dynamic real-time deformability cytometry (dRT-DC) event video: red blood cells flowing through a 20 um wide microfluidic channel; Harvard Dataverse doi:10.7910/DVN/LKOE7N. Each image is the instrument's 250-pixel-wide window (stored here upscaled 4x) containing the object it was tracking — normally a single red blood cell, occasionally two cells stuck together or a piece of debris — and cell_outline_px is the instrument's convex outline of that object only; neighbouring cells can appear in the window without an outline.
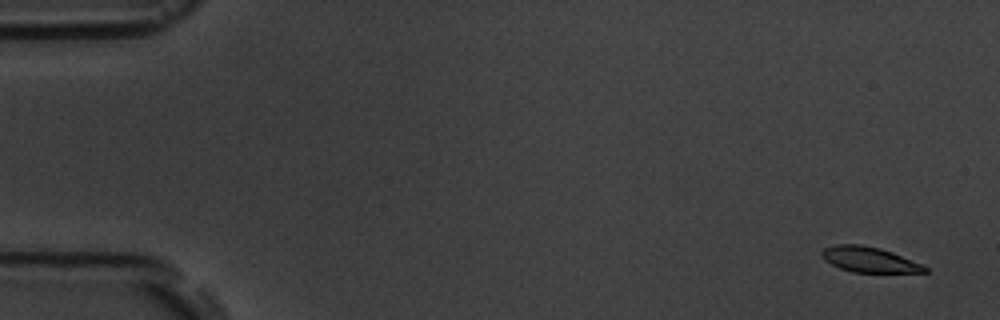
{"species": "common noctule bat (a hibernating species)", "species_latin": "Nyctalus noctula", "temperature_condition": "room temperature", "stored_images_in_passage": 5, "camera_frame_rate_fps": 3000, "um_per_image_px": 0.085, "animal": {"sex": "male", "body_mass_g": 19.5, "forearm_length_mm": 54.6}, "frame": {"image": 1, "passage_image": 1, "time_ms": 0.0, "image_size_px": [1000, 320], "cell_outline_px": [[928, 272], [852, 272], [840, 268], [824, 260], [820, 256], [820, 252], [824, 248], [836, 244], [860, 244], [880, 248], [892, 252], [924, 264], [928, 268]], "centroid_in_image_um": [73.88, 22.06], "position_along_channel_um": 11.1, "area_um2": 15.32}}
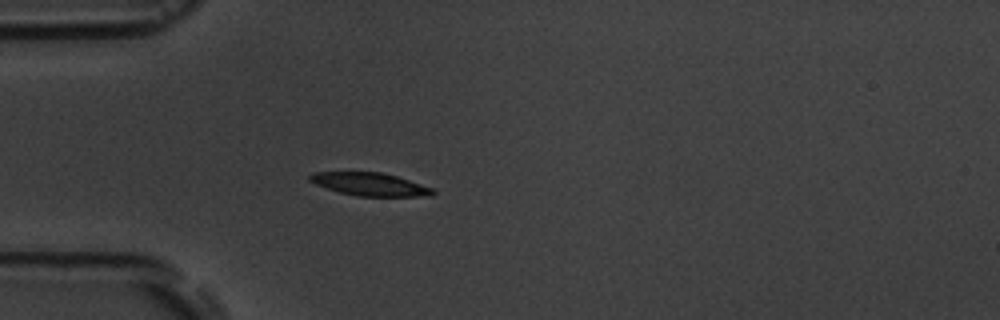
{"frame": {"image": 2, "passage_image": 5, "time_ms": 4.667, "image_size_px": [1000, 320], "cell_outline_px": [[436, 192], [432, 196], [356, 196], [340, 192], [316, 184], [308, 180], [308, 176], [312, 172], [380, 172], [396, 176], [432, 188]], "centroid_in_image_um": [31.43, 15.66], "position_along_channel_um": 53.6, "area_um2": 16.3}}